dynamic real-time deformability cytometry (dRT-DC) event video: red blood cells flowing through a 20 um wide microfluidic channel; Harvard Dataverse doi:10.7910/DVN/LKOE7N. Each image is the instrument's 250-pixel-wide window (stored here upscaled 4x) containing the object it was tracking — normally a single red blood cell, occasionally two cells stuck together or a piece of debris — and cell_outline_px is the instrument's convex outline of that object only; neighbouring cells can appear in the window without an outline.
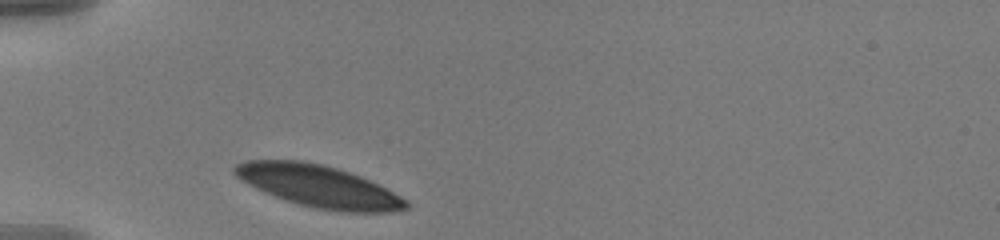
{"species": "human", "species_latin": "Homo sapiens", "temperature_condition": "warm", "stored_images_in_passage": 22, "camera_frame_rate_fps": 3000, "um_per_image_px": 0.085, "donor": {"sex": "male"}, "frame": {"image": 1, "passage_image": 1, "time_ms": 0.0, "image_size_px": [1000, 240], "cell_outline_px": [[412, 204], [408, 208], [388, 212], [340, 212], [316, 208], [300, 204], [264, 192], [248, 184], [236, 176], [232, 172], [232, 168], [236, 164], [244, 160], [300, 160], [324, 164], [360, 176], [408, 200]], "centroid_in_image_um": [27.07, 15.82], "position_along_channel_um": 57.9, "area_um2": 41.67}}
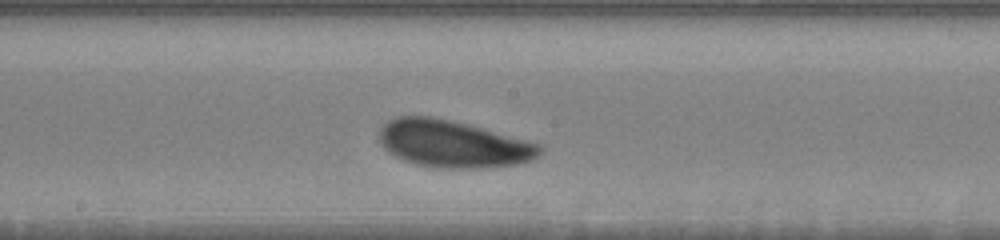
{"frame": {"image": 2, "passage_image": 10, "time_ms": 3.0, "image_size_px": [1000, 240], "cell_outline_px": [[544, 148], [532, 160], [516, 164], [480, 168], [436, 168], [404, 160], [388, 152], [380, 144], [380, 128], [388, 120], [396, 116], [432, 116], [452, 120], [468, 124], [528, 140], [540, 144]], "centroid_in_image_um": [38.5, 12.22], "position_along_channel_um": 209.7, "area_um2": 44.1}}
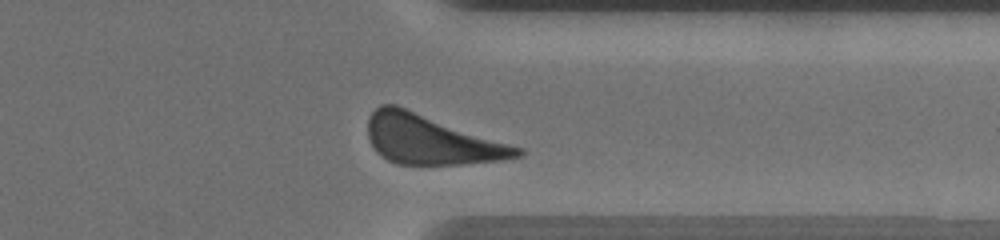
{"frame": {"image": 3, "passage_image": 19, "time_ms": 6.0, "image_size_px": [1000, 240], "cell_outline_px": [[524, 156], [500, 160], [460, 164], [396, 164], [388, 160], [376, 152], [368, 136], [368, 120], [372, 112], [380, 104], [396, 104], [524, 148]], "centroid_in_image_um": [36.66, 11.86], "position_along_channel_um": 374.7, "area_um2": 43.12}}